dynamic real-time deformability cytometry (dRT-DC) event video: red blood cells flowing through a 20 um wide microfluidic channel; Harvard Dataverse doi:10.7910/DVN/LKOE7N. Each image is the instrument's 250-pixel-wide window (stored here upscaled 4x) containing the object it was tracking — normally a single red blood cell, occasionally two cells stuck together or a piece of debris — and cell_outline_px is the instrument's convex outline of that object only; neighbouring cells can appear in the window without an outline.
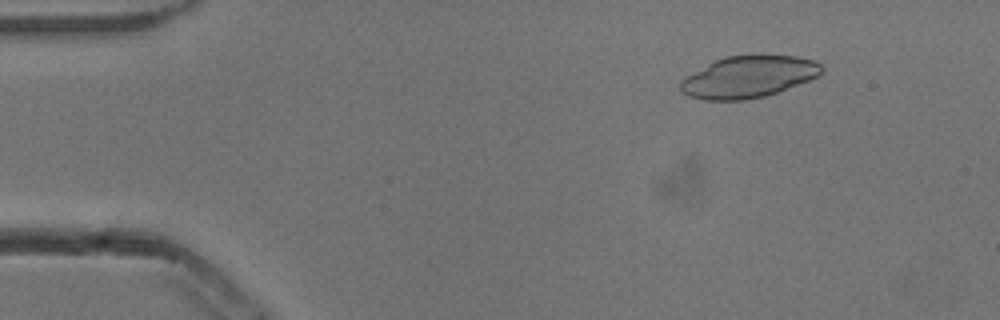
{"species": "common noctule bat (a hibernating species)", "species_latin": "Nyctalus noctula", "temperature_condition": "cold", "stored_images_in_passage": 49, "camera_frame_rate_fps": 3000, "um_per_image_px": 0.085, "animal": {"sex": "male", "body_mass_g": 13.3}, "frame": {"image": 1, "passage_image": 3, "time_ms": 0.667, "image_size_px": [1000, 320], "cell_outline_px": [[824, 68], [816, 76], [808, 80], [776, 92], [764, 96], [744, 100], [704, 100], [688, 96], [680, 92], [680, 80], [708, 64], [724, 56], [752, 52], [760, 52], [796, 56], [812, 60], [820, 64]], "centroid_in_image_um": [63.6, 6.48], "position_along_channel_um": 21.4, "area_um2": 34.85}}